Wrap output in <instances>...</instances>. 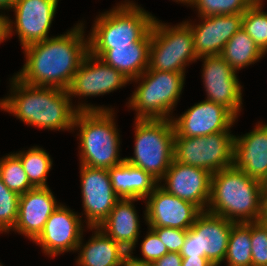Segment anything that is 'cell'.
Segmentation results:
<instances>
[{"instance_id": "obj_8", "label": "cell", "mask_w": 267, "mask_h": 266, "mask_svg": "<svg viewBox=\"0 0 267 266\" xmlns=\"http://www.w3.org/2000/svg\"><path fill=\"white\" fill-rule=\"evenodd\" d=\"M197 60L190 26L185 21L175 26L167 25L155 17L146 70L185 73L186 67Z\"/></svg>"}, {"instance_id": "obj_31", "label": "cell", "mask_w": 267, "mask_h": 266, "mask_svg": "<svg viewBox=\"0 0 267 266\" xmlns=\"http://www.w3.org/2000/svg\"><path fill=\"white\" fill-rule=\"evenodd\" d=\"M256 0H192L198 16L230 15L244 13Z\"/></svg>"}, {"instance_id": "obj_26", "label": "cell", "mask_w": 267, "mask_h": 266, "mask_svg": "<svg viewBox=\"0 0 267 266\" xmlns=\"http://www.w3.org/2000/svg\"><path fill=\"white\" fill-rule=\"evenodd\" d=\"M251 37L241 28L225 44L220 56L237 72L242 68L254 65L265 57Z\"/></svg>"}, {"instance_id": "obj_10", "label": "cell", "mask_w": 267, "mask_h": 266, "mask_svg": "<svg viewBox=\"0 0 267 266\" xmlns=\"http://www.w3.org/2000/svg\"><path fill=\"white\" fill-rule=\"evenodd\" d=\"M234 222L222 216L202 211L187 229L182 257H206L214 266L224 262L231 228Z\"/></svg>"}, {"instance_id": "obj_27", "label": "cell", "mask_w": 267, "mask_h": 266, "mask_svg": "<svg viewBox=\"0 0 267 266\" xmlns=\"http://www.w3.org/2000/svg\"><path fill=\"white\" fill-rule=\"evenodd\" d=\"M251 222L234 223L224 261L227 266H252Z\"/></svg>"}, {"instance_id": "obj_22", "label": "cell", "mask_w": 267, "mask_h": 266, "mask_svg": "<svg viewBox=\"0 0 267 266\" xmlns=\"http://www.w3.org/2000/svg\"><path fill=\"white\" fill-rule=\"evenodd\" d=\"M140 199H120L98 227L107 236L133 254L140 237V219L134 206Z\"/></svg>"}, {"instance_id": "obj_5", "label": "cell", "mask_w": 267, "mask_h": 266, "mask_svg": "<svg viewBox=\"0 0 267 266\" xmlns=\"http://www.w3.org/2000/svg\"><path fill=\"white\" fill-rule=\"evenodd\" d=\"M114 111L77 112L73 132L79 129L80 165L108 170L125 161L120 157V133Z\"/></svg>"}, {"instance_id": "obj_23", "label": "cell", "mask_w": 267, "mask_h": 266, "mask_svg": "<svg viewBox=\"0 0 267 266\" xmlns=\"http://www.w3.org/2000/svg\"><path fill=\"white\" fill-rule=\"evenodd\" d=\"M88 229L94 230V234L86 244L83 243L82 236L76 249L79 252L76 265L121 266L128 252L98 227H88Z\"/></svg>"}, {"instance_id": "obj_18", "label": "cell", "mask_w": 267, "mask_h": 266, "mask_svg": "<svg viewBox=\"0 0 267 266\" xmlns=\"http://www.w3.org/2000/svg\"><path fill=\"white\" fill-rule=\"evenodd\" d=\"M211 177L212 174L203 168L173 160L158 185L169 194L193 203L201 211H206L210 198Z\"/></svg>"}, {"instance_id": "obj_3", "label": "cell", "mask_w": 267, "mask_h": 266, "mask_svg": "<svg viewBox=\"0 0 267 266\" xmlns=\"http://www.w3.org/2000/svg\"><path fill=\"white\" fill-rule=\"evenodd\" d=\"M262 195V182L232 166L212 174L206 211L234 223L258 222Z\"/></svg>"}, {"instance_id": "obj_42", "label": "cell", "mask_w": 267, "mask_h": 266, "mask_svg": "<svg viewBox=\"0 0 267 266\" xmlns=\"http://www.w3.org/2000/svg\"><path fill=\"white\" fill-rule=\"evenodd\" d=\"M173 1L182 3L184 5H188V6H190V4L192 2V0H173Z\"/></svg>"}, {"instance_id": "obj_37", "label": "cell", "mask_w": 267, "mask_h": 266, "mask_svg": "<svg viewBox=\"0 0 267 266\" xmlns=\"http://www.w3.org/2000/svg\"><path fill=\"white\" fill-rule=\"evenodd\" d=\"M181 266H214L206 257H182Z\"/></svg>"}, {"instance_id": "obj_9", "label": "cell", "mask_w": 267, "mask_h": 266, "mask_svg": "<svg viewBox=\"0 0 267 266\" xmlns=\"http://www.w3.org/2000/svg\"><path fill=\"white\" fill-rule=\"evenodd\" d=\"M230 130L201 137H174V160L211 174L232 167L235 135Z\"/></svg>"}, {"instance_id": "obj_28", "label": "cell", "mask_w": 267, "mask_h": 266, "mask_svg": "<svg viewBox=\"0 0 267 266\" xmlns=\"http://www.w3.org/2000/svg\"><path fill=\"white\" fill-rule=\"evenodd\" d=\"M21 160L30 183L35 187H49L47 174L52 169L53 160L42 147L33 146L15 153Z\"/></svg>"}, {"instance_id": "obj_38", "label": "cell", "mask_w": 267, "mask_h": 266, "mask_svg": "<svg viewBox=\"0 0 267 266\" xmlns=\"http://www.w3.org/2000/svg\"><path fill=\"white\" fill-rule=\"evenodd\" d=\"M121 266H153V264L150 262L137 260L128 252L123 258Z\"/></svg>"}, {"instance_id": "obj_13", "label": "cell", "mask_w": 267, "mask_h": 266, "mask_svg": "<svg viewBox=\"0 0 267 266\" xmlns=\"http://www.w3.org/2000/svg\"><path fill=\"white\" fill-rule=\"evenodd\" d=\"M202 79L208 101L223 105L237 118L242 109V87L237 73L220 55L203 56Z\"/></svg>"}, {"instance_id": "obj_11", "label": "cell", "mask_w": 267, "mask_h": 266, "mask_svg": "<svg viewBox=\"0 0 267 266\" xmlns=\"http://www.w3.org/2000/svg\"><path fill=\"white\" fill-rule=\"evenodd\" d=\"M58 2L59 0H17L11 8L15 21L9 17L7 21L8 38L16 31L22 48L48 39Z\"/></svg>"}, {"instance_id": "obj_2", "label": "cell", "mask_w": 267, "mask_h": 266, "mask_svg": "<svg viewBox=\"0 0 267 266\" xmlns=\"http://www.w3.org/2000/svg\"><path fill=\"white\" fill-rule=\"evenodd\" d=\"M9 79L10 94L0 99V108L30 126L72 132L78 111L114 110L85 102L75 106L65 89L29 85L14 75Z\"/></svg>"}, {"instance_id": "obj_24", "label": "cell", "mask_w": 267, "mask_h": 266, "mask_svg": "<svg viewBox=\"0 0 267 266\" xmlns=\"http://www.w3.org/2000/svg\"><path fill=\"white\" fill-rule=\"evenodd\" d=\"M150 31L138 42L113 46L101 57L106 64L121 72L130 81L142 75L149 67Z\"/></svg>"}, {"instance_id": "obj_1", "label": "cell", "mask_w": 267, "mask_h": 266, "mask_svg": "<svg viewBox=\"0 0 267 266\" xmlns=\"http://www.w3.org/2000/svg\"><path fill=\"white\" fill-rule=\"evenodd\" d=\"M84 25L82 21L64 34L25 46V63L14 76L29 85L67 90L89 53Z\"/></svg>"}, {"instance_id": "obj_35", "label": "cell", "mask_w": 267, "mask_h": 266, "mask_svg": "<svg viewBox=\"0 0 267 266\" xmlns=\"http://www.w3.org/2000/svg\"><path fill=\"white\" fill-rule=\"evenodd\" d=\"M159 237L160 241L166 246L168 252H178L184 245L187 230L171 227H149Z\"/></svg>"}, {"instance_id": "obj_19", "label": "cell", "mask_w": 267, "mask_h": 266, "mask_svg": "<svg viewBox=\"0 0 267 266\" xmlns=\"http://www.w3.org/2000/svg\"><path fill=\"white\" fill-rule=\"evenodd\" d=\"M198 17L201 19L198 24L185 21L192 30L198 58L220 55L225 44L242 28L243 13Z\"/></svg>"}, {"instance_id": "obj_6", "label": "cell", "mask_w": 267, "mask_h": 266, "mask_svg": "<svg viewBox=\"0 0 267 266\" xmlns=\"http://www.w3.org/2000/svg\"><path fill=\"white\" fill-rule=\"evenodd\" d=\"M185 73L146 70L130 82H136L128 108L136 111L135 119H171L185 84Z\"/></svg>"}, {"instance_id": "obj_4", "label": "cell", "mask_w": 267, "mask_h": 266, "mask_svg": "<svg viewBox=\"0 0 267 266\" xmlns=\"http://www.w3.org/2000/svg\"><path fill=\"white\" fill-rule=\"evenodd\" d=\"M153 16L130 0L118 3L99 14L88 35L89 52L100 58L113 46L130 45L140 41L151 29Z\"/></svg>"}, {"instance_id": "obj_14", "label": "cell", "mask_w": 267, "mask_h": 266, "mask_svg": "<svg viewBox=\"0 0 267 266\" xmlns=\"http://www.w3.org/2000/svg\"><path fill=\"white\" fill-rule=\"evenodd\" d=\"M82 206L86 228L99 227L120 200L107 169L80 165Z\"/></svg>"}, {"instance_id": "obj_29", "label": "cell", "mask_w": 267, "mask_h": 266, "mask_svg": "<svg viewBox=\"0 0 267 266\" xmlns=\"http://www.w3.org/2000/svg\"><path fill=\"white\" fill-rule=\"evenodd\" d=\"M0 177L7 188L18 195L35 188L30 183L20 158L14 152L0 158Z\"/></svg>"}, {"instance_id": "obj_45", "label": "cell", "mask_w": 267, "mask_h": 266, "mask_svg": "<svg viewBox=\"0 0 267 266\" xmlns=\"http://www.w3.org/2000/svg\"><path fill=\"white\" fill-rule=\"evenodd\" d=\"M260 5H263V0H256Z\"/></svg>"}, {"instance_id": "obj_32", "label": "cell", "mask_w": 267, "mask_h": 266, "mask_svg": "<svg viewBox=\"0 0 267 266\" xmlns=\"http://www.w3.org/2000/svg\"><path fill=\"white\" fill-rule=\"evenodd\" d=\"M20 195L11 191L0 177V233H9L14 228L19 208Z\"/></svg>"}, {"instance_id": "obj_44", "label": "cell", "mask_w": 267, "mask_h": 266, "mask_svg": "<svg viewBox=\"0 0 267 266\" xmlns=\"http://www.w3.org/2000/svg\"><path fill=\"white\" fill-rule=\"evenodd\" d=\"M259 222L263 225V227L267 230V218H260Z\"/></svg>"}, {"instance_id": "obj_21", "label": "cell", "mask_w": 267, "mask_h": 266, "mask_svg": "<svg viewBox=\"0 0 267 266\" xmlns=\"http://www.w3.org/2000/svg\"><path fill=\"white\" fill-rule=\"evenodd\" d=\"M249 133L234 138L233 166L263 182L267 177V123L258 122Z\"/></svg>"}, {"instance_id": "obj_34", "label": "cell", "mask_w": 267, "mask_h": 266, "mask_svg": "<svg viewBox=\"0 0 267 266\" xmlns=\"http://www.w3.org/2000/svg\"><path fill=\"white\" fill-rule=\"evenodd\" d=\"M141 253L142 258H137L132 255L134 258L140 261L150 262L153 263L154 261L158 260L162 256L168 253L166 246L160 241L157 234L148 227L147 234L144 240L141 243Z\"/></svg>"}, {"instance_id": "obj_43", "label": "cell", "mask_w": 267, "mask_h": 266, "mask_svg": "<svg viewBox=\"0 0 267 266\" xmlns=\"http://www.w3.org/2000/svg\"><path fill=\"white\" fill-rule=\"evenodd\" d=\"M263 193H267V177L262 182Z\"/></svg>"}, {"instance_id": "obj_30", "label": "cell", "mask_w": 267, "mask_h": 266, "mask_svg": "<svg viewBox=\"0 0 267 266\" xmlns=\"http://www.w3.org/2000/svg\"><path fill=\"white\" fill-rule=\"evenodd\" d=\"M242 28L262 52H267V12L255 1L244 13Z\"/></svg>"}, {"instance_id": "obj_12", "label": "cell", "mask_w": 267, "mask_h": 266, "mask_svg": "<svg viewBox=\"0 0 267 266\" xmlns=\"http://www.w3.org/2000/svg\"><path fill=\"white\" fill-rule=\"evenodd\" d=\"M82 215L83 213L78 215L77 212L60 204L33 242L39 245L48 257L54 258L65 252H76L85 231L83 223H86V220H82Z\"/></svg>"}, {"instance_id": "obj_40", "label": "cell", "mask_w": 267, "mask_h": 266, "mask_svg": "<svg viewBox=\"0 0 267 266\" xmlns=\"http://www.w3.org/2000/svg\"><path fill=\"white\" fill-rule=\"evenodd\" d=\"M17 0H0V10L10 11Z\"/></svg>"}, {"instance_id": "obj_39", "label": "cell", "mask_w": 267, "mask_h": 266, "mask_svg": "<svg viewBox=\"0 0 267 266\" xmlns=\"http://www.w3.org/2000/svg\"><path fill=\"white\" fill-rule=\"evenodd\" d=\"M8 16L0 13V43L4 42L6 39H8Z\"/></svg>"}, {"instance_id": "obj_15", "label": "cell", "mask_w": 267, "mask_h": 266, "mask_svg": "<svg viewBox=\"0 0 267 266\" xmlns=\"http://www.w3.org/2000/svg\"><path fill=\"white\" fill-rule=\"evenodd\" d=\"M237 117L221 104L203 100L187 109L178 118L172 115L174 137H201L227 131Z\"/></svg>"}, {"instance_id": "obj_16", "label": "cell", "mask_w": 267, "mask_h": 266, "mask_svg": "<svg viewBox=\"0 0 267 266\" xmlns=\"http://www.w3.org/2000/svg\"><path fill=\"white\" fill-rule=\"evenodd\" d=\"M129 83L130 80L121 72L89 52L73 75L67 92L70 98L78 96L84 99L111 93Z\"/></svg>"}, {"instance_id": "obj_7", "label": "cell", "mask_w": 267, "mask_h": 266, "mask_svg": "<svg viewBox=\"0 0 267 266\" xmlns=\"http://www.w3.org/2000/svg\"><path fill=\"white\" fill-rule=\"evenodd\" d=\"M134 125V156L125 161L159 182L174 160L173 123L171 119H135Z\"/></svg>"}, {"instance_id": "obj_33", "label": "cell", "mask_w": 267, "mask_h": 266, "mask_svg": "<svg viewBox=\"0 0 267 266\" xmlns=\"http://www.w3.org/2000/svg\"><path fill=\"white\" fill-rule=\"evenodd\" d=\"M252 266H267V230L258 222H251Z\"/></svg>"}, {"instance_id": "obj_41", "label": "cell", "mask_w": 267, "mask_h": 266, "mask_svg": "<svg viewBox=\"0 0 267 266\" xmlns=\"http://www.w3.org/2000/svg\"><path fill=\"white\" fill-rule=\"evenodd\" d=\"M260 218H267V193L262 195V213Z\"/></svg>"}, {"instance_id": "obj_20", "label": "cell", "mask_w": 267, "mask_h": 266, "mask_svg": "<svg viewBox=\"0 0 267 266\" xmlns=\"http://www.w3.org/2000/svg\"><path fill=\"white\" fill-rule=\"evenodd\" d=\"M60 204L49 187H38L23 193L20 195L18 217L12 231L34 241Z\"/></svg>"}, {"instance_id": "obj_17", "label": "cell", "mask_w": 267, "mask_h": 266, "mask_svg": "<svg viewBox=\"0 0 267 266\" xmlns=\"http://www.w3.org/2000/svg\"><path fill=\"white\" fill-rule=\"evenodd\" d=\"M145 200L144 220L148 227L187 230L202 212L193 203L169 194L159 185Z\"/></svg>"}, {"instance_id": "obj_36", "label": "cell", "mask_w": 267, "mask_h": 266, "mask_svg": "<svg viewBox=\"0 0 267 266\" xmlns=\"http://www.w3.org/2000/svg\"><path fill=\"white\" fill-rule=\"evenodd\" d=\"M152 264L153 266H181L182 256L178 252H168Z\"/></svg>"}, {"instance_id": "obj_25", "label": "cell", "mask_w": 267, "mask_h": 266, "mask_svg": "<svg viewBox=\"0 0 267 266\" xmlns=\"http://www.w3.org/2000/svg\"><path fill=\"white\" fill-rule=\"evenodd\" d=\"M113 190L120 199H142L154 191L159 182L150 174L126 161L108 169Z\"/></svg>"}]
</instances>
